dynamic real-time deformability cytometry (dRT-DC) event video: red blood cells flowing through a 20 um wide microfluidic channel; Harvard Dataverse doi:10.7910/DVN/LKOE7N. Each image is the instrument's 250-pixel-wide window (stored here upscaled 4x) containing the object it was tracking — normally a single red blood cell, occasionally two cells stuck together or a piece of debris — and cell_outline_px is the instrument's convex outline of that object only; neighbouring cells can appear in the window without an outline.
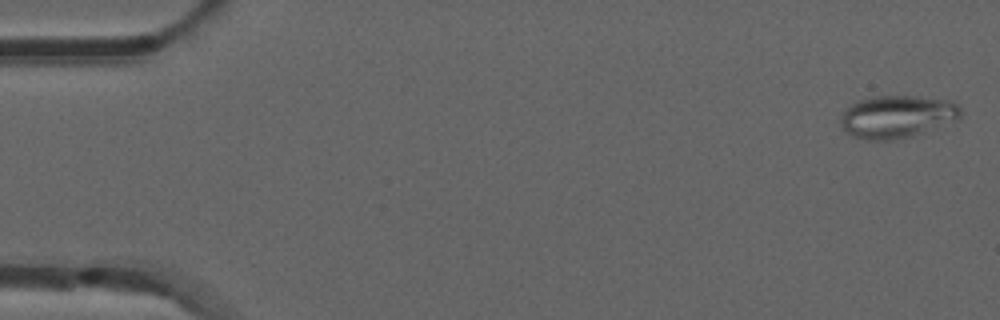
{"species": "common noctule bat (a hibernating species)", "species_latin": "Nyctalus noctula", "temperature_condition": "room temperature", "stored_images_in_passage": 52, "camera_frame_rate_fps": 3000, "um_per_image_px": 0.085, "animal": {"sex": "male", "forearm_length_mm": 52.5}, "frame": {"image": 1, "passage_image": 1, "time_ms": 0.0, "image_size_px": [1000, 320], "cell_outline_px": [[964, 112], [960, 120], [912, 136], [896, 140], [868, 140], [852, 136], [844, 132], [840, 124], [840, 116], [844, 108], [856, 100], [872, 96], [916, 96], [948, 100], [956, 104]], "centroid_in_image_um": [76.23, 9.92], "position_along_channel_um": 8.8, "area_um2": 30.52}}
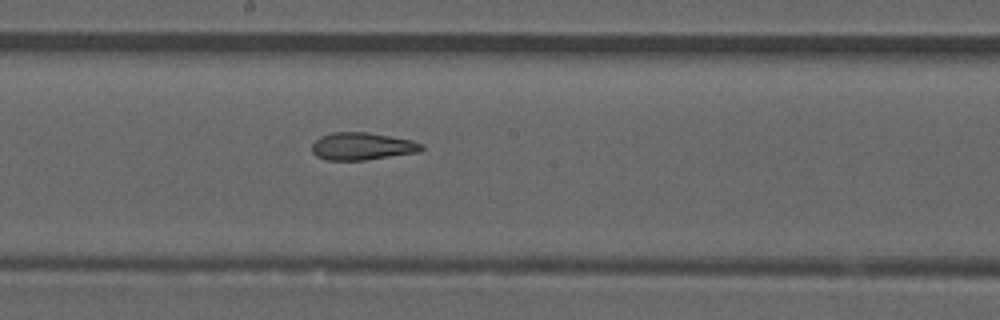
{"frame": {"image": 2, "passage_image": 28, "time_ms": 9.0, "image_size_px": [1000, 320], "cell_outline_px": [[424, 148], [416, 152], [364, 160], [324, 160], [316, 156], [312, 152], [312, 144], [320, 136], [332, 132], [368, 132], [412, 140], [424, 144]], "centroid_in_image_um": [30.75, 12.43], "position_along_channel_um": 217.5, "area_um2": 17.51}}
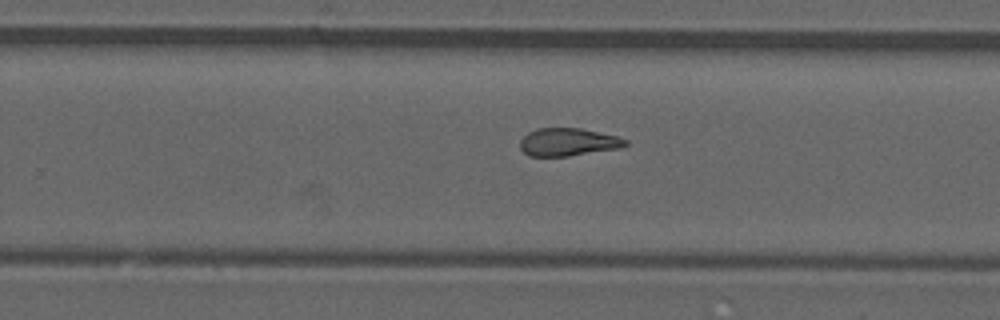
{"frame": {"image": 3, "passage_image": 33, "time_ms": 10.667, "image_size_px": [1000, 320], "cell_outline_px": [[628, 144], [624, 148], [568, 156], [528, 156], [520, 148], [520, 140], [528, 132], [536, 128], [580, 128], [616, 136], [628, 140]], "centroid_in_image_um": [48.3, 12.08], "position_along_channel_um": 281.5, "area_um2": 17.22}, "authors_computed_cell_mechanics": {"area_um2": 18.5249, "velocity_mm_per_s": 3.8731, "shape_relaxation_time_tau1_ms": null, "shape_relaxation_time_tau2_ms": 2.8962, "deformation_change_tau1": null, "deformation_change_tau2": 0.1198}}